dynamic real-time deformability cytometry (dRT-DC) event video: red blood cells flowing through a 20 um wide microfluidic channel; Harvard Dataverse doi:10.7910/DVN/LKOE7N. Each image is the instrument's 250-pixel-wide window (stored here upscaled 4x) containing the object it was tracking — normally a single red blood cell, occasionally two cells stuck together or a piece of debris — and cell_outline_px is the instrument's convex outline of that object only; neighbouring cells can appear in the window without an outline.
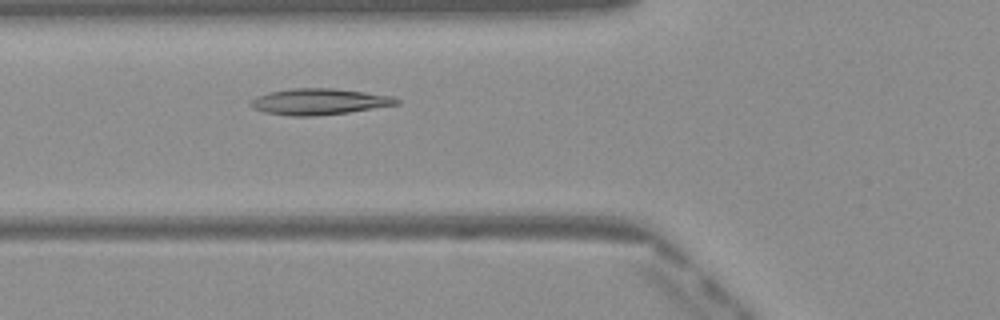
{"species": "Egyptian fruit bat (a non-hibernating species)", "species_latin": "Rousettus aegyptiacus", "temperature_condition": "warm", "stored_images_in_passage": 36, "camera_frame_rate_fps": 3000, "um_per_image_px": 0.085, "frame": {"image": 1, "passage_image": 5, "time_ms": 1.333, "image_size_px": [1000, 320], "cell_outline_px": [[400, 104], [348, 112], [312, 116], [292, 116], [264, 112], [252, 108], [248, 104], [256, 96], [268, 92], [292, 88], [336, 88], [396, 96], [400, 100]], "centroid_in_image_um": [27.14, 8.63], "position_along_channel_um": 98.7, "area_um2": 22.43}}
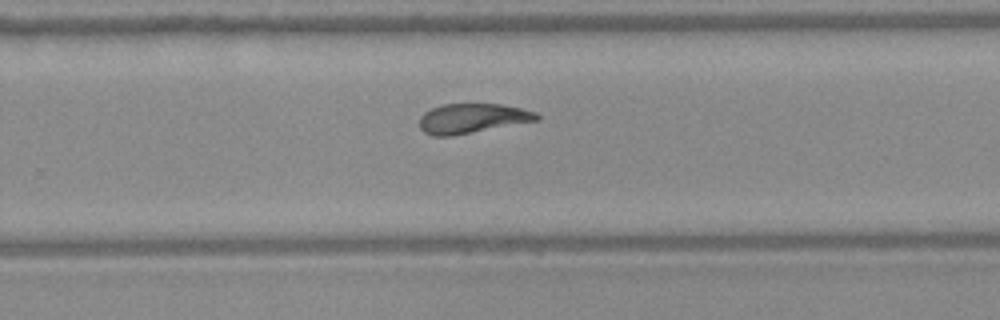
{"frame": {"image": 2, "passage_image": 19, "time_ms": 6.0, "image_size_px": [1000, 320], "cell_outline_px": [[540, 120], [452, 136], [432, 136], [424, 132], [420, 128], [420, 116], [424, 112], [440, 104], [500, 104], [520, 108], [536, 112], [540, 116]], "centroid_in_image_um": [40.13, 10.06], "position_along_channel_um": 289.7, "area_um2": 20.35}}
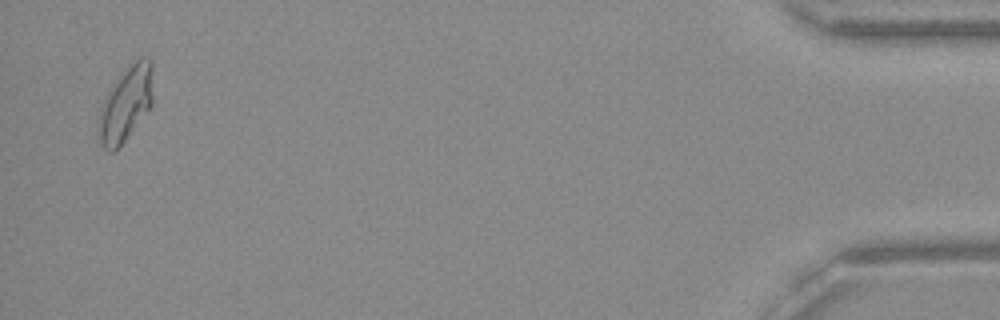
{"frame": {"image": 3, "passage_image": 35, "time_ms": 11.333, "image_size_px": [1000, 320], "cell_outline_px": [[152, 104], [128, 136], [112, 152], [108, 152], [96, 144], [96, 124], [100, 108], [112, 84], [136, 56], [148, 56], [152, 60]], "centroid_in_image_um": [10.64, 8.83], "position_along_channel_um": 424.6, "area_um2": 24.33}, "authors_computed_cell_mechanics": {"area_um2": 21.1259, "velocity_mm_per_s": 4.0874, "shape_relaxation_time_tau1_ms": 11.2638, "shape_relaxation_time_tau2_ms": 1.8154, "deformation_change_tau1": 0.2953, "deformation_change_tau2": 0.0879}}